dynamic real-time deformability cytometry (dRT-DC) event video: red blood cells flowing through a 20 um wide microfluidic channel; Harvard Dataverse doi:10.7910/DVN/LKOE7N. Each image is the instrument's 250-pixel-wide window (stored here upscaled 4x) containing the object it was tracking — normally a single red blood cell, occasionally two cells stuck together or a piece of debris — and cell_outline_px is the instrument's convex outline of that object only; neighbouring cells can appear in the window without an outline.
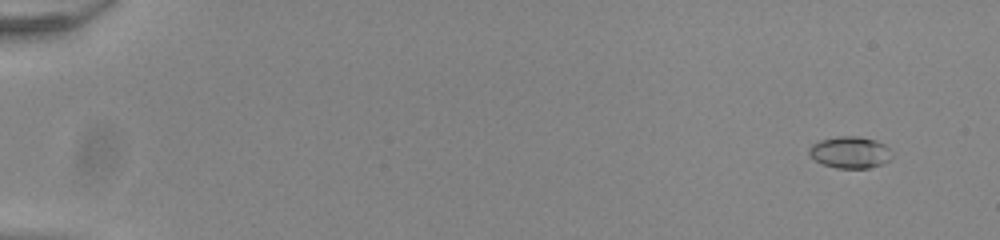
{"species": "common noctule bat (a hibernating species)", "species_latin": "Nyctalus noctula", "temperature_condition": "room temperature", "stored_images_in_passage": 55, "camera_frame_rate_fps": 3000, "um_per_image_px": 0.085, "animal": {"sex": "male", "body_mass_g": 20.0, "forearm_length_mm": 53.3}, "frame": {"image": 1, "passage_image": 4, "time_ms": 1.0, "image_size_px": [1000, 240], "cell_outline_px": [[892, 156], [888, 160], [880, 164], [868, 168], [836, 168], [824, 164], [816, 160], [808, 152], [808, 148], [812, 144], [820, 140], [836, 136], [860, 136], [876, 140], [884, 144], [888, 148]], "centroid_in_image_um": [72.24, 12.93], "position_along_channel_um": 12.8, "area_um2": 15.2}}
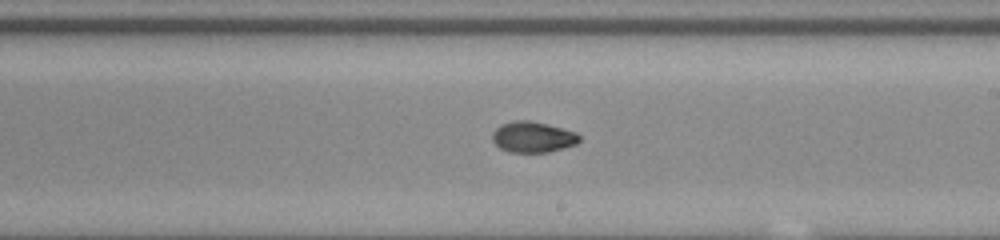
{"frame": {"image": 2, "passage_image": 34, "time_ms": 11.0, "image_size_px": [1000, 240], "cell_outline_px": [[580, 140], [576, 144], [548, 152], [508, 152], [500, 148], [492, 140], [492, 132], [500, 124], [516, 120], [528, 120], [548, 124], [576, 132], [580, 136]], "centroid_in_image_um": [45.27, 11.64], "position_along_channel_um": 243.7, "area_um2": 15.66}}
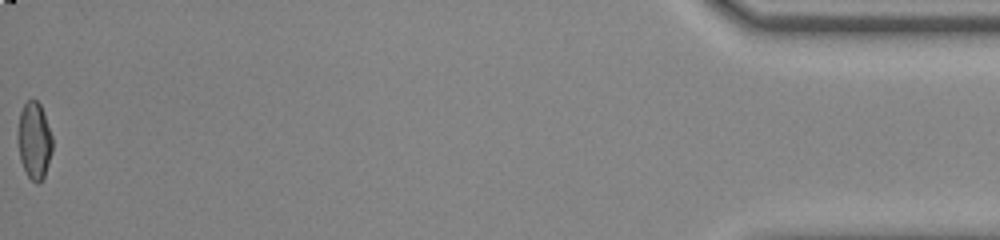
{"frame": {"image": 3, "passage_image": 55, "time_ms": 18.0, "image_size_px": [1000, 240], "cell_outline_px": [[52, 152], [44, 176], [40, 184], [36, 184], [28, 176], [20, 160], [20, 112], [24, 104], [28, 100], [36, 100], [40, 104], [52, 136]], "centroid_in_image_um": [2.95, 11.99], "position_along_channel_um": 432.2, "area_um2": 14.91}, "authors_computed_cell_mechanics": {"area_um2": 15.2014, "velocity_mm_per_s": 3.9284, "shape_relaxation_time_tau1_ms": 5.6044, "shape_relaxation_time_tau2_ms": 1.7691, "deformation_change_tau1": 0.1907, "deformation_change_tau2": 0.0532}}